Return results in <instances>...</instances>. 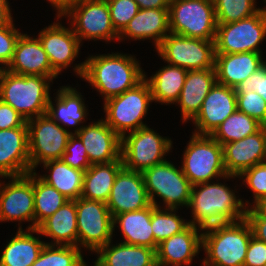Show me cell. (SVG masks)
I'll return each instance as SVG.
<instances>
[{"label": "cell", "mask_w": 266, "mask_h": 266, "mask_svg": "<svg viewBox=\"0 0 266 266\" xmlns=\"http://www.w3.org/2000/svg\"><path fill=\"white\" fill-rule=\"evenodd\" d=\"M73 69L101 94L104 102L134 88L145 73L135 56L121 53L92 55Z\"/></svg>", "instance_id": "1"}, {"label": "cell", "mask_w": 266, "mask_h": 266, "mask_svg": "<svg viewBox=\"0 0 266 266\" xmlns=\"http://www.w3.org/2000/svg\"><path fill=\"white\" fill-rule=\"evenodd\" d=\"M214 182L200 183L191 188L188 208H191L193 219L188 222L202 229L241 221L245 219L246 210L250 207L248 201L244 203L237 198L236 191L221 182Z\"/></svg>", "instance_id": "2"}, {"label": "cell", "mask_w": 266, "mask_h": 266, "mask_svg": "<svg viewBox=\"0 0 266 266\" xmlns=\"http://www.w3.org/2000/svg\"><path fill=\"white\" fill-rule=\"evenodd\" d=\"M203 266H244L252 230L246 219L202 230ZM205 231V232H204Z\"/></svg>", "instance_id": "3"}, {"label": "cell", "mask_w": 266, "mask_h": 266, "mask_svg": "<svg viewBox=\"0 0 266 266\" xmlns=\"http://www.w3.org/2000/svg\"><path fill=\"white\" fill-rule=\"evenodd\" d=\"M49 77L17 75L0 69V100L10 105L26 121L47 113L50 98Z\"/></svg>", "instance_id": "4"}, {"label": "cell", "mask_w": 266, "mask_h": 266, "mask_svg": "<svg viewBox=\"0 0 266 266\" xmlns=\"http://www.w3.org/2000/svg\"><path fill=\"white\" fill-rule=\"evenodd\" d=\"M186 147L181 169L192 186L212 181L214 178L238 177L227 174L223 146L211 135L193 133Z\"/></svg>", "instance_id": "5"}, {"label": "cell", "mask_w": 266, "mask_h": 266, "mask_svg": "<svg viewBox=\"0 0 266 266\" xmlns=\"http://www.w3.org/2000/svg\"><path fill=\"white\" fill-rule=\"evenodd\" d=\"M151 102V89L144 78L134 88L104 102V120L122 138L128 131L134 132L147 126L142 119Z\"/></svg>", "instance_id": "6"}, {"label": "cell", "mask_w": 266, "mask_h": 266, "mask_svg": "<svg viewBox=\"0 0 266 266\" xmlns=\"http://www.w3.org/2000/svg\"><path fill=\"white\" fill-rule=\"evenodd\" d=\"M168 10L171 33L215 40L218 24L213 0H170Z\"/></svg>", "instance_id": "7"}, {"label": "cell", "mask_w": 266, "mask_h": 266, "mask_svg": "<svg viewBox=\"0 0 266 266\" xmlns=\"http://www.w3.org/2000/svg\"><path fill=\"white\" fill-rule=\"evenodd\" d=\"M142 174L151 204L155 207H161L155 200V195L162 198L164 209L188 207L192 185L182 169L175 167L171 161L166 160L147 168Z\"/></svg>", "instance_id": "8"}, {"label": "cell", "mask_w": 266, "mask_h": 266, "mask_svg": "<svg viewBox=\"0 0 266 266\" xmlns=\"http://www.w3.org/2000/svg\"><path fill=\"white\" fill-rule=\"evenodd\" d=\"M171 149L172 141L168 137L163 138L149 126L139 128L121 138L123 167L131 171L143 172L166 161L164 156H167Z\"/></svg>", "instance_id": "9"}, {"label": "cell", "mask_w": 266, "mask_h": 266, "mask_svg": "<svg viewBox=\"0 0 266 266\" xmlns=\"http://www.w3.org/2000/svg\"><path fill=\"white\" fill-rule=\"evenodd\" d=\"M62 16L68 20L74 33L82 40H118L119 34L111 22L110 10L107 0H81L71 4L64 12L57 15V19Z\"/></svg>", "instance_id": "10"}, {"label": "cell", "mask_w": 266, "mask_h": 266, "mask_svg": "<svg viewBox=\"0 0 266 266\" xmlns=\"http://www.w3.org/2000/svg\"><path fill=\"white\" fill-rule=\"evenodd\" d=\"M156 51L169 65L187 71L214 68L215 40L191 38L170 32Z\"/></svg>", "instance_id": "11"}, {"label": "cell", "mask_w": 266, "mask_h": 266, "mask_svg": "<svg viewBox=\"0 0 266 266\" xmlns=\"http://www.w3.org/2000/svg\"><path fill=\"white\" fill-rule=\"evenodd\" d=\"M30 172L50 160H60L69 136L73 134L47 113L27 120Z\"/></svg>", "instance_id": "12"}, {"label": "cell", "mask_w": 266, "mask_h": 266, "mask_svg": "<svg viewBox=\"0 0 266 266\" xmlns=\"http://www.w3.org/2000/svg\"><path fill=\"white\" fill-rule=\"evenodd\" d=\"M76 211L77 247L96 253L112 240L113 217L109 208L105 202L79 197L76 200Z\"/></svg>", "instance_id": "13"}, {"label": "cell", "mask_w": 266, "mask_h": 266, "mask_svg": "<svg viewBox=\"0 0 266 266\" xmlns=\"http://www.w3.org/2000/svg\"><path fill=\"white\" fill-rule=\"evenodd\" d=\"M266 37V16L260 11L239 21L218 24L215 54L258 52Z\"/></svg>", "instance_id": "14"}, {"label": "cell", "mask_w": 266, "mask_h": 266, "mask_svg": "<svg viewBox=\"0 0 266 266\" xmlns=\"http://www.w3.org/2000/svg\"><path fill=\"white\" fill-rule=\"evenodd\" d=\"M8 183L0 182V222H32L26 229H35L33 171L22 176H11Z\"/></svg>", "instance_id": "15"}, {"label": "cell", "mask_w": 266, "mask_h": 266, "mask_svg": "<svg viewBox=\"0 0 266 266\" xmlns=\"http://www.w3.org/2000/svg\"><path fill=\"white\" fill-rule=\"evenodd\" d=\"M106 204L113 218L124 212L138 211L150 206L142 172L123 167L115 178Z\"/></svg>", "instance_id": "16"}, {"label": "cell", "mask_w": 266, "mask_h": 266, "mask_svg": "<svg viewBox=\"0 0 266 266\" xmlns=\"http://www.w3.org/2000/svg\"><path fill=\"white\" fill-rule=\"evenodd\" d=\"M236 110V90L216 82L192 119L196 127L194 134L211 135Z\"/></svg>", "instance_id": "17"}, {"label": "cell", "mask_w": 266, "mask_h": 266, "mask_svg": "<svg viewBox=\"0 0 266 266\" xmlns=\"http://www.w3.org/2000/svg\"><path fill=\"white\" fill-rule=\"evenodd\" d=\"M76 128L73 134L82 140L90 164L110 163L121 158V138L105 120Z\"/></svg>", "instance_id": "18"}, {"label": "cell", "mask_w": 266, "mask_h": 266, "mask_svg": "<svg viewBox=\"0 0 266 266\" xmlns=\"http://www.w3.org/2000/svg\"><path fill=\"white\" fill-rule=\"evenodd\" d=\"M41 30L38 39L52 69L59 75L62 69H67L78 57L81 46L79 38L71 27L65 28L60 22H54Z\"/></svg>", "instance_id": "19"}, {"label": "cell", "mask_w": 266, "mask_h": 266, "mask_svg": "<svg viewBox=\"0 0 266 266\" xmlns=\"http://www.w3.org/2000/svg\"><path fill=\"white\" fill-rule=\"evenodd\" d=\"M30 172L27 122L22 127L0 130V177Z\"/></svg>", "instance_id": "20"}, {"label": "cell", "mask_w": 266, "mask_h": 266, "mask_svg": "<svg viewBox=\"0 0 266 266\" xmlns=\"http://www.w3.org/2000/svg\"><path fill=\"white\" fill-rule=\"evenodd\" d=\"M223 156L227 174L235 176L266 162V126L241 140L224 144Z\"/></svg>", "instance_id": "21"}, {"label": "cell", "mask_w": 266, "mask_h": 266, "mask_svg": "<svg viewBox=\"0 0 266 266\" xmlns=\"http://www.w3.org/2000/svg\"><path fill=\"white\" fill-rule=\"evenodd\" d=\"M5 69L17 75L49 77L52 81L58 76L38 37L32 38L23 33L18 38L12 60Z\"/></svg>", "instance_id": "22"}, {"label": "cell", "mask_w": 266, "mask_h": 266, "mask_svg": "<svg viewBox=\"0 0 266 266\" xmlns=\"http://www.w3.org/2000/svg\"><path fill=\"white\" fill-rule=\"evenodd\" d=\"M200 227L190 224L185 230L174 234L158 244L156 250L157 266L190 265L193 257L202 248V232Z\"/></svg>", "instance_id": "23"}, {"label": "cell", "mask_w": 266, "mask_h": 266, "mask_svg": "<svg viewBox=\"0 0 266 266\" xmlns=\"http://www.w3.org/2000/svg\"><path fill=\"white\" fill-rule=\"evenodd\" d=\"M262 55L258 52L215 54L216 82L236 89L266 62Z\"/></svg>", "instance_id": "24"}, {"label": "cell", "mask_w": 266, "mask_h": 266, "mask_svg": "<svg viewBox=\"0 0 266 266\" xmlns=\"http://www.w3.org/2000/svg\"><path fill=\"white\" fill-rule=\"evenodd\" d=\"M169 8L140 9L119 34V40H154L157 48L162 40L170 33ZM130 37V38H129Z\"/></svg>", "instance_id": "25"}, {"label": "cell", "mask_w": 266, "mask_h": 266, "mask_svg": "<svg viewBox=\"0 0 266 266\" xmlns=\"http://www.w3.org/2000/svg\"><path fill=\"white\" fill-rule=\"evenodd\" d=\"M215 83V68L187 72L180 96L175 102L180 106L183 123L198 114L204 99Z\"/></svg>", "instance_id": "26"}, {"label": "cell", "mask_w": 266, "mask_h": 266, "mask_svg": "<svg viewBox=\"0 0 266 266\" xmlns=\"http://www.w3.org/2000/svg\"><path fill=\"white\" fill-rule=\"evenodd\" d=\"M76 200H69L52 216L45 219L35 233L50 237L53 241L47 245L77 246ZM54 242V243H53Z\"/></svg>", "instance_id": "27"}, {"label": "cell", "mask_w": 266, "mask_h": 266, "mask_svg": "<svg viewBox=\"0 0 266 266\" xmlns=\"http://www.w3.org/2000/svg\"><path fill=\"white\" fill-rule=\"evenodd\" d=\"M101 247L94 266H157L156 250L120 242Z\"/></svg>", "instance_id": "28"}, {"label": "cell", "mask_w": 266, "mask_h": 266, "mask_svg": "<svg viewBox=\"0 0 266 266\" xmlns=\"http://www.w3.org/2000/svg\"><path fill=\"white\" fill-rule=\"evenodd\" d=\"M152 204L142 210L124 212L113 218V229L116 224L124 236L123 243L144 246L157 250L151 226Z\"/></svg>", "instance_id": "29"}, {"label": "cell", "mask_w": 266, "mask_h": 266, "mask_svg": "<svg viewBox=\"0 0 266 266\" xmlns=\"http://www.w3.org/2000/svg\"><path fill=\"white\" fill-rule=\"evenodd\" d=\"M56 93H58L54 99L56 104L52 102L51 96L49 98L47 114L56 123L59 122L61 127L65 126L64 129L66 126L74 127L85 122L88 111L81 93L70 86H62Z\"/></svg>", "instance_id": "30"}, {"label": "cell", "mask_w": 266, "mask_h": 266, "mask_svg": "<svg viewBox=\"0 0 266 266\" xmlns=\"http://www.w3.org/2000/svg\"><path fill=\"white\" fill-rule=\"evenodd\" d=\"M122 168V158L110 163L91 164L84 173L81 197L106 203L115 178Z\"/></svg>", "instance_id": "31"}, {"label": "cell", "mask_w": 266, "mask_h": 266, "mask_svg": "<svg viewBox=\"0 0 266 266\" xmlns=\"http://www.w3.org/2000/svg\"><path fill=\"white\" fill-rule=\"evenodd\" d=\"M32 233L35 229H18L3 249L0 266H32L46 244Z\"/></svg>", "instance_id": "32"}, {"label": "cell", "mask_w": 266, "mask_h": 266, "mask_svg": "<svg viewBox=\"0 0 266 266\" xmlns=\"http://www.w3.org/2000/svg\"><path fill=\"white\" fill-rule=\"evenodd\" d=\"M187 72L184 68L168 64L149 79L144 73V78L151 89L152 100L166 105L175 104L185 83Z\"/></svg>", "instance_id": "33"}, {"label": "cell", "mask_w": 266, "mask_h": 266, "mask_svg": "<svg viewBox=\"0 0 266 266\" xmlns=\"http://www.w3.org/2000/svg\"><path fill=\"white\" fill-rule=\"evenodd\" d=\"M43 166L50 172L48 175H39L41 180L57 189L69 200L81 197L85 171L72 168L61 159L47 161Z\"/></svg>", "instance_id": "34"}, {"label": "cell", "mask_w": 266, "mask_h": 266, "mask_svg": "<svg viewBox=\"0 0 266 266\" xmlns=\"http://www.w3.org/2000/svg\"><path fill=\"white\" fill-rule=\"evenodd\" d=\"M33 171L35 229L69 201L57 189L41 180Z\"/></svg>", "instance_id": "35"}, {"label": "cell", "mask_w": 266, "mask_h": 266, "mask_svg": "<svg viewBox=\"0 0 266 266\" xmlns=\"http://www.w3.org/2000/svg\"><path fill=\"white\" fill-rule=\"evenodd\" d=\"M262 126L255 118L236 110L214 130L211 136L223 146L254 134Z\"/></svg>", "instance_id": "36"}, {"label": "cell", "mask_w": 266, "mask_h": 266, "mask_svg": "<svg viewBox=\"0 0 266 266\" xmlns=\"http://www.w3.org/2000/svg\"><path fill=\"white\" fill-rule=\"evenodd\" d=\"M175 212L176 209L157 208L152 204L151 226L157 244L182 232L190 225Z\"/></svg>", "instance_id": "37"}, {"label": "cell", "mask_w": 266, "mask_h": 266, "mask_svg": "<svg viewBox=\"0 0 266 266\" xmlns=\"http://www.w3.org/2000/svg\"><path fill=\"white\" fill-rule=\"evenodd\" d=\"M32 266H87L77 246L47 245Z\"/></svg>", "instance_id": "38"}, {"label": "cell", "mask_w": 266, "mask_h": 266, "mask_svg": "<svg viewBox=\"0 0 266 266\" xmlns=\"http://www.w3.org/2000/svg\"><path fill=\"white\" fill-rule=\"evenodd\" d=\"M217 24H226L250 17L258 12L256 0H213Z\"/></svg>", "instance_id": "39"}, {"label": "cell", "mask_w": 266, "mask_h": 266, "mask_svg": "<svg viewBox=\"0 0 266 266\" xmlns=\"http://www.w3.org/2000/svg\"><path fill=\"white\" fill-rule=\"evenodd\" d=\"M111 22L120 34L140 8L135 0H107Z\"/></svg>", "instance_id": "40"}, {"label": "cell", "mask_w": 266, "mask_h": 266, "mask_svg": "<svg viewBox=\"0 0 266 266\" xmlns=\"http://www.w3.org/2000/svg\"><path fill=\"white\" fill-rule=\"evenodd\" d=\"M237 110L266 126V101L256 92H236Z\"/></svg>", "instance_id": "41"}, {"label": "cell", "mask_w": 266, "mask_h": 266, "mask_svg": "<svg viewBox=\"0 0 266 266\" xmlns=\"http://www.w3.org/2000/svg\"><path fill=\"white\" fill-rule=\"evenodd\" d=\"M21 34L20 30L15 28L13 20L0 22V69H5L11 62L17 40Z\"/></svg>", "instance_id": "42"}, {"label": "cell", "mask_w": 266, "mask_h": 266, "mask_svg": "<svg viewBox=\"0 0 266 266\" xmlns=\"http://www.w3.org/2000/svg\"><path fill=\"white\" fill-rule=\"evenodd\" d=\"M61 160L72 168L81 171H86L91 166L85 146L76 134H71L69 136Z\"/></svg>", "instance_id": "43"}, {"label": "cell", "mask_w": 266, "mask_h": 266, "mask_svg": "<svg viewBox=\"0 0 266 266\" xmlns=\"http://www.w3.org/2000/svg\"><path fill=\"white\" fill-rule=\"evenodd\" d=\"M237 178L243 179V182L253 192V203L266 198V162L244 170Z\"/></svg>", "instance_id": "44"}, {"label": "cell", "mask_w": 266, "mask_h": 266, "mask_svg": "<svg viewBox=\"0 0 266 266\" xmlns=\"http://www.w3.org/2000/svg\"><path fill=\"white\" fill-rule=\"evenodd\" d=\"M236 92L253 91L266 101V62L235 89Z\"/></svg>", "instance_id": "45"}, {"label": "cell", "mask_w": 266, "mask_h": 266, "mask_svg": "<svg viewBox=\"0 0 266 266\" xmlns=\"http://www.w3.org/2000/svg\"><path fill=\"white\" fill-rule=\"evenodd\" d=\"M244 266H266V243L251 237Z\"/></svg>", "instance_id": "46"}, {"label": "cell", "mask_w": 266, "mask_h": 266, "mask_svg": "<svg viewBox=\"0 0 266 266\" xmlns=\"http://www.w3.org/2000/svg\"><path fill=\"white\" fill-rule=\"evenodd\" d=\"M26 122L22 115L0 100V130L22 127Z\"/></svg>", "instance_id": "47"}, {"label": "cell", "mask_w": 266, "mask_h": 266, "mask_svg": "<svg viewBox=\"0 0 266 266\" xmlns=\"http://www.w3.org/2000/svg\"><path fill=\"white\" fill-rule=\"evenodd\" d=\"M249 223L252 236L266 243V219L263 218H245Z\"/></svg>", "instance_id": "48"}, {"label": "cell", "mask_w": 266, "mask_h": 266, "mask_svg": "<svg viewBox=\"0 0 266 266\" xmlns=\"http://www.w3.org/2000/svg\"><path fill=\"white\" fill-rule=\"evenodd\" d=\"M251 207L246 210L245 218L266 219V198L258 200L254 205H251Z\"/></svg>", "instance_id": "49"}, {"label": "cell", "mask_w": 266, "mask_h": 266, "mask_svg": "<svg viewBox=\"0 0 266 266\" xmlns=\"http://www.w3.org/2000/svg\"><path fill=\"white\" fill-rule=\"evenodd\" d=\"M140 9L169 8L170 0H135Z\"/></svg>", "instance_id": "50"}, {"label": "cell", "mask_w": 266, "mask_h": 266, "mask_svg": "<svg viewBox=\"0 0 266 266\" xmlns=\"http://www.w3.org/2000/svg\"><path fill=\"white\" fill-rule=\"evenodd\" d=\"M13 20L8 0H0V22Z\"/></svg>", "instance_id": "51"}, {"label": "cell", "mask_w": 266, "mask_h": 266, "mask_svg": "<svg viewBox=\"0 0 266 266\" xmlns=\"http://www.w3.org/2000/svg\"><path fill=\"white\" fill-rule=\"evenodd\" d=\"M81 0H56V15H60L64 12L71 4L79 2Z\"/></svg>", "instance_id": "52"}, {"label": "cell", "mask_w": 266, "mask_h": 266, "mask_svg": "<svg viewBox=\"0 0 266 266\" xmlns=\"http://www.w3.org/2000/svg\"><path fill=\"white\" fill-rule=\"evenodd\" d=\"M264 3L266 2V0H263ZM258 11H260L264 16H266V8H258Z\"/></svg>", "instance_id": "53"}, {"label": "cell", "mask_w": 266, "mask_h": 266, "mask_svg": "<svg viewBox=\"0 0 266 266\" xmlns=\"http://www.w3.org/2000/svg\"><path fill=\"white\" fill-rule=\"evenodd\" d=\"M47 1V0H46ZM56 10V0H48Z\"/></svg>", "instance_id": "54"}]
</instances>
